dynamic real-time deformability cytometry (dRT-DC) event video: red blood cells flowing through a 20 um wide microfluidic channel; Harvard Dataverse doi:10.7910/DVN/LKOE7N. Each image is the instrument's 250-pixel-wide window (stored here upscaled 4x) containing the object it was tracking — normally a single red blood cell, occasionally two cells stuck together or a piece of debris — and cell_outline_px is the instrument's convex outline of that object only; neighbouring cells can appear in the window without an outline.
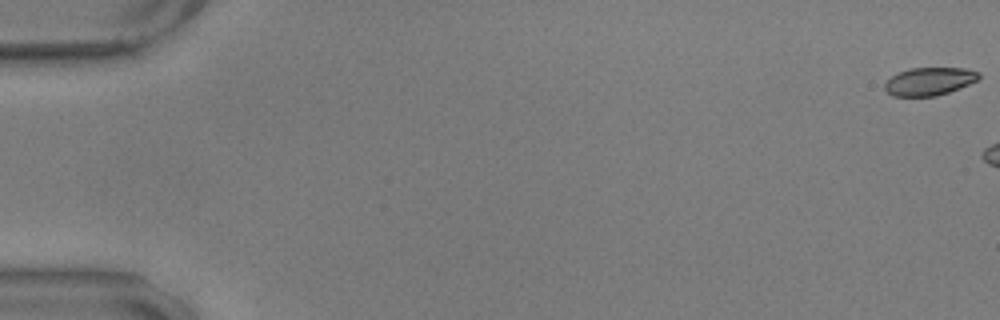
{"species": "common noctule bat (a hibernating species)", "species_latin": "Nyctalus noctula", "temperature_condition": "warm", "stored_images_in_passage": 15, "camera_frame_rate_fps": 3000, "um_per_image_px": 0.085, "animal": {"sex": "male", "body_mass_g": 17.9, "forearm_length_mm": 54.2}, "frame": {"image": 1, "passage_image": 1, "time_ms": 0.0, "image_size_px": [1000, 320], "cell_outline_px": [[980, 76], [976, 80], [968, 84], [948, 92], [936, 96], [892, 96], [884, 88], [884, 84], [892, 76], [908, 68], [964, 68], [980, 72]], "centroid_in_image_um": [78.98, 6.91], "position_along_channel_um": 6.0, "area_um2": 15.14}}
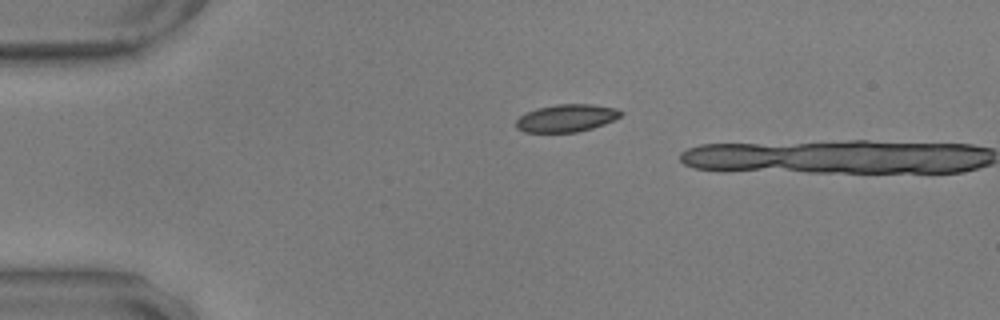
{"frame": {"image": 2, "passage_image": 14, "time_ms": 4.333, "image_size_px": [1000, 320], "cell_outline_px": [[624, 112], [620, 116], [604, 124], [592, 128], [576, 132], [524, 132], [516, 128], [516, 120], [520, 116], [536, 108], [556, 104], [592, 104], [616, 108]], "centroid_in_image_um": [48.14, 10.03], "position_along_channel_um": 36.9, "area_um2": 16.76}}